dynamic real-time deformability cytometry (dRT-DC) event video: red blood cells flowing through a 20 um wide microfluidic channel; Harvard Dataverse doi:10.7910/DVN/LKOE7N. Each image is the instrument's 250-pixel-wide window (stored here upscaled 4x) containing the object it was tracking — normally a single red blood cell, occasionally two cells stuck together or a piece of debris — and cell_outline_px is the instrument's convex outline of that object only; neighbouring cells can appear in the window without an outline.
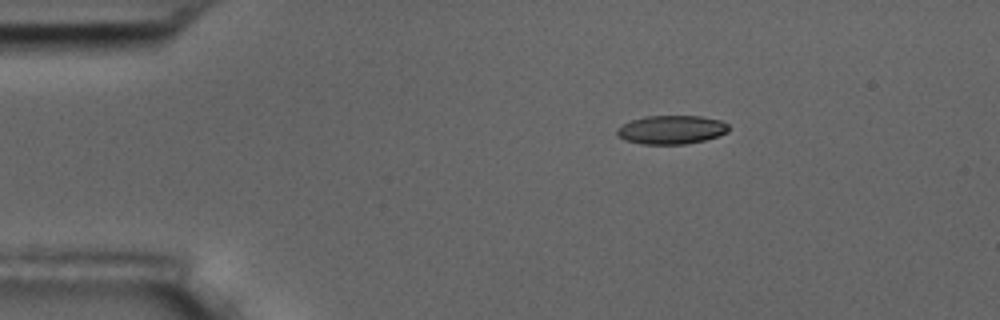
{"species": "common noctule bat (a hibernating species)", "species_latin": "Nyctalus noctula", "temperature_condition": "room temperature", "stored_images_in_passage": 3, "camera_frame_rate_fps": 3000, "um_per_image_px": 0.085, "animal": {"sex": "male", "body_mass_g": 17.5, "forearm_length_mm": 52.3}, "frame": {"image": 1, "passage_image": 1, "time_ms": 0.0, "image_size_px": [1000, 320], "cell_outline_px": [[728, 132], [704, 140], [684, 144], [640, 144], [624, 140], [616, 136], [616, 128], [620, 124], [644, 116], [700, 116], [720, 120], [728, 124]], "centroid_in_image_um": [57.0, 11.02], "position_along_channel_um": 28.0, "area_um2": 18.79}}